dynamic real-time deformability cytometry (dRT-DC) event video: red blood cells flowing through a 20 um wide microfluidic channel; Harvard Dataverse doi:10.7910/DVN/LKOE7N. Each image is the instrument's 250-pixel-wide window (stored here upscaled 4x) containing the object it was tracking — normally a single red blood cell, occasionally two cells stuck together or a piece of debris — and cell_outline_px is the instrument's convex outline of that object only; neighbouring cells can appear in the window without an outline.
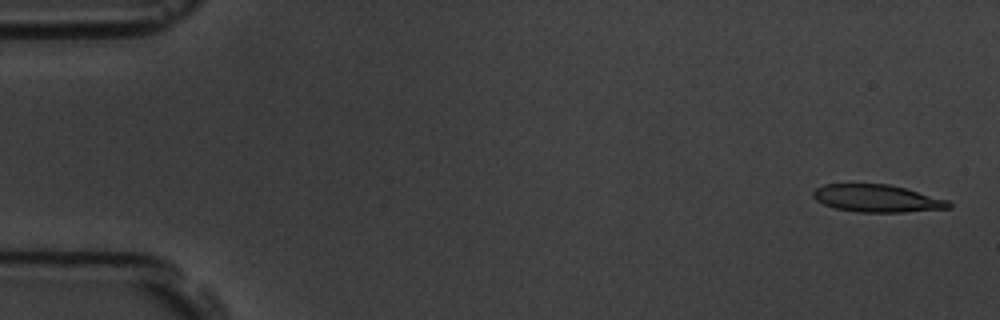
{"species": "common noctule bat (a hibernating species)", "species_latin": "Nyctalus noctula", "temperature_condition": "room temperature", "stored_images_in_passage": 5, "camera_frame_rate_fps": 3000, "um_per_image_px": 0.085, "animal": {"sex": "male", "body_mass_g": 19.5, "forearm_length_mm": 54.6}, "frame": {"image": 1, "passage_image": 1, "time_ms": 0.0, "image_size_px": [1000, 320], "cell_outline_px": [[952, 208], [904, 212], [856, 212], [836, 208], [824, 204], [816, 200], [812, 196], [812, 192], [816, 188], [824, 184], [888, 184], [904, 188], [948, 200], [952, 204]], "centroid_in_image_um": [74.54, 16.87], "position_along_channel_um": 10.5, "area_um2": 21.62}}
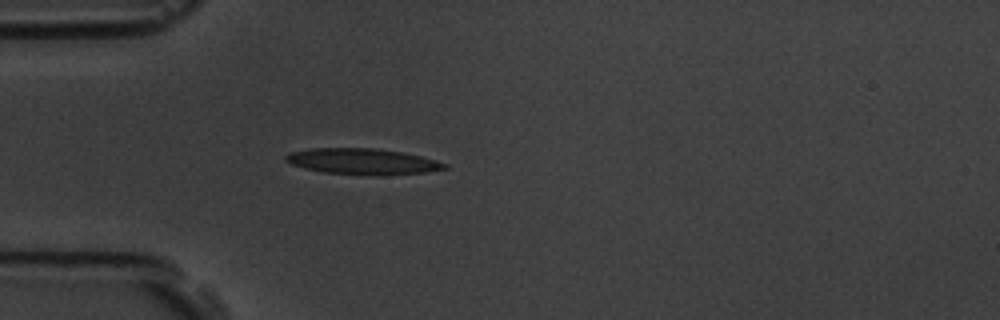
{"frame": {"image": 2, "passage_image": 5, "time_ms": 4.667, "image_size_px": [1000, 320], "cell_outline_px": [[448, 168], [424, 172], [324, 172], [304, 168], [292, 164], [284, 160], [284, 156], [292, 152], [312, 148], [376, 148], [400, 152], [420, 156], [436, 160], [448, 164]], "centroid_in_image_um": [30.75, 13.66], "position_along_channel_um": 54.2, "area_um2": 22.48}}